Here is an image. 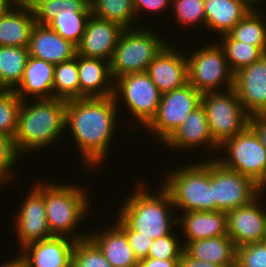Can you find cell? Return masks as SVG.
<instances>
[{
  "label": "cell",
  "instance_id": "cell-1",
  "mask_svg": "<svg viewBox=\"0 0 266 267\" xmlns=\"http://www.w3.org/2000/svg\"><path fill=\"white\" fill-rule=\"evenodd\" d=\"M119 107L113 96L67 101L65 128L72 133L85 168L93 170L105 163Z\"/></svg>",
  "mask_w": 266,
  "mask_h": 267
},
{
  "label": "cell",
  "instance_id": "cell-2",
  "mask_svg": "<svg viewBox=\"0 0 266 267\" xmlns=\"http://www.w3.org/2000/svg\"><path fill=\"white\" fill-rule=\"evenodd\" d=\"M33 102L29 105L22 101L18 114L14 144L20 156L52 146L66 129V100L48 98Z\"/></svg>",
  "mask_w": 266,
  "mask_h": 267
},
{
  "label": "cell",
  "instance_id": "cell-3",
  "mask_svg": "<svg viewBox=\"0 0 266 267\" xmlns=\"http://www.w3.org/2000/svg\"><path fill=\"white\" fill-rule=\"evenodd\" d=\"M145 185L138 181L137 188L125 198L117 216L131 230L154 240L170 234L172 226L177 225V218L173 216L175 207L170 193L163 186L157 193H149Z\"/></svg>",
  "mask_w": 266,
  "mask_h": 267
},
{
  "label": "cell",
  "instance_id": "cell-4",
  "mask_svg": "<svg viewBox=\"0 0 266 267\" xmlns=\"http://www.w3.org/2000/svg\"><path fill=\"white\" fill-rule=\"evenodd\" d=\"M87 191L79 185L44 183L47 223L53 236H67L75 241L88 237L87 233L74 232L91 210Z\"/></svg>",
  "mask_w": 266,
  "mask_h": 267
},
{
  "label": "cell",
  "instance_id": "cell-5",
  "mask_svg": "<svg viewBox=\"0 0 266 267\" xmlns=\"http://www.w3.org/2000/svg\"><path fill=\"white\" fill-rule=\"evenodd\" d=\"M169 172L161 185L170 193L175 209L180 208L182 212L215 211L209 158Z\"/></svg>",
  "mask_w": 266,
  "mask_h": 267
},
{
  "label": "cell",
  "instance_id": "cell-6",
  "mask_svg": "<svg viewBox=\"0 0 266 267\" xmlns=\"http://www.w3.org/2000/svg\"><path fill=\"white\" fill-rule=\"evenodd\" d=\"M160 36L147 26L124 29L110 60L113 80L130 73L146 72L153 59L170 42Z\"/></svg>",
  "mask_w": 266,
  "mask_h": 267
},
{
  "label": "cell",
  "instance_id": "cell-7",
  "mask_svg": "<svg viewBox=\"0 0 266 267\" xmlns=\"http://www.w3.org/2000/svg\"><path fill=\"white\" fill-rule=\"evenodd\" d=\"M210 132L220 146L225 140L241 133L249 125L250 115L245 111L233 88L205 92L201 97Z\"/></svg>",
  "mask_w": 266,
  "mask_h": 267
},
{
  "label": "cell",
  "instance_id": "cell-8",
  "mask_svg": "<svg viewBox=\"0 0 266 267\" xmlns=\"http://www.w3.org/2000/svg\"><path fill=\"white\" fill-rule=\"evenodd\" d=\"M217 42L219 41L196 49L186 57L188 83L202 94L233 88L234 73L229 67L224 50ZM222 85L225 87L223 90L220 87Z\"/></svg>",
  "mask_w": 266,
  "mask_h": 267
},
{
  "label": "cell",
  "instance_id": "cell-9",
  "mask_svg": "<svg viewBox=\"0 0 266 267\" xmlns=\"http://www.w3.org/2000/svg\"><path fill=\"white\" fill-rule=\"evenodd\" d=\"M162 93L146 72L130 73L114 80L113 97L125 103L140 126L146 127L156 116ZM123 98V99H122Z\"/></svg>",
  "mask_w": 266,
  "mask_h": 267
},
{
  "label": "cell",
  "instance_id": "cell-10",
  "mask_svg": "<svg viewBox=\"0 0 266 267\" xmlns=\"http://www.w3.org/2000/svg\"><path fill=\"white\" fill-rule=\"evenodd\" d=\"M219 148L220 151L223 148L228 150L224 151L228 153L226 157L216 158L224 167L252 179L256 184L261 181L266 173V148L249 125L241 133L225 140Z\"/></svg>",
  "mask_w": 266,
  "mask_h": 267
},
{
  "label": "cell",
  "instance_id": "cell-11",
  "mask_svg": "<svg viewBox=\"0 0 266 267\" xmlns=\"http://www.w3.org/2000/svg\"><path fill=\"white\" fill-rule=\"evenodd\" d=\"M202 93L191 84L162 93L156 116L145 127L165 142L183 124L190 112L201 104Z\"/></svg>",
  "mask_w": 266,
  "mask_h": 267
},
{
  "label": "cell",
  "instance_id": "cell-12",
  "mask_svg": "<svg viewBox=\"0 0 266 267\" xmlns=\"http://www.w3.org/2000/svg\"><path fill=\"white\" fill-rule=\"evenodd\" d=\"M210 158V180L215 211L228 212L251 203L259 196L257 184L250 178L224 167Z\"/></svg>",
  "mask_w": 266,
  "mask_h": 267
},
{
  "label": "cell",
  "instance_id": "cell-13",
  "mask_svg": "<svg viewBox=\"0 0 266 267\" xmlns=\"http://www.w3.org/2000/svg\"><path fill=\"white\" fill-rule=\"evenodd\" d=\"M27 197L22 202L19 212L14 221L15 234L19 248H23L32 242L52 238L46 217L44 203V182H36Z\"/></svg>",
  "mask_w": 266,
  "mask_h": 267
},
{
  "label": "cell",
  "instance_id": "cell-14",
  "mask_svg": "<svg viewBox=\"0 0 266 267\" xmlns=\"http://www.w3.org/2000/svg\"><path fill=\"white\" fill-rule=\"evenodd\" d=\"M261 199L258 196L248 205L227 212V235L237 248L265 241L266 206L262 207Z\"/></svg>",
  "mask_w": 266,
  "mask_h": 267
},
{
  "label": "cell",
  "instance_id": "cell-15",
  "mask_svg": "<svg viewBox=\"0 0 266 267\" xmlns=\"http://www.w3.org/2000/svg\"><path fill=\"white\" fill-rule=\"evenodd\" d=\"M233 89L250 116L266 115V54L234 73Z\"/></svg>",
  "mask_w": 266,
  "mask_h": 267
},
{
  "label": "cell",
  "instance_id": "cell-16",
  "mask_svg": "<svg viewBox=\"0 0 266 267\" xmlns=\"http://www.w3.org/2000/svg\"><path fill=\"white\" fill-rule=\"evenodd\" d=\"M123 30L120 25L91 14L87 20L85 32L76 45V54L110 62Z\"/></svg>",
  "mask_w": 266,
  "mask_h": 267
},
{
  "label": "cell",
  "instance_id": "cell-17",
  "mask_svg": "<svg viewBox=\"0 0 266 267\" xmlns=\"http://www.w3.org/2000/svg\"><path fill=\"white\" fill-rule=\"evenodd\" d=\"M170 44L153 59L146 71L161 93L173 91L188 83L187 55Z\"/></svg>",
  "mask_w": 266,
  "mask_h": 267
},
{
  "label": "cell",
  "instance_id": "cell-18",
  "mask_svg": "<svg viewBox=\"0 0 266 267\" xmlns=\"http://www.w3.org/2000/svg\"><path fill=\"white\" fill-rule=\"evenodd\" d=\"M75 240L67 236L32 242L21 250L26 267H71Z\"/></svg>",
  "mask_w": 266,
  "mask_h": 267
},
{
  "label": "cell",
  "instance_id": "cell-19",
  "mask_svg": "<svg viewBox=\"0 0 266 267\" xmlns=\"http://www.w3.org/2000/svg\"><path fill=\"white\" fill-rule=\"evenodd\" d=\"M164 144L171 149L190 150L192 153L194 147H202V145L204 148L210 149L208 150L210 152L211 150H220L219 145L212 138L202 104L190 112L183 124L173 132Z\"/></svg>",
  "mask_w": 266,
  "mask_h": 267
},
{
  "label": "cell",
  "instance_id": "cell-20",
  "mask_svg": "<svg viewBox=\"0 0 266 267\" xmlns=\"http://www.w3.org/2000/svg\"><path fill=\"white\" fill-rule=\"evenodd\" d=\"M28 52L29 56L56 65L73 59L76 46L49 26L36 24L29 39Z\"/></svg>",
  "mask_w": 266,
  "mask_h": 267
},
{
  "label": "cell",
  "instance_id": "cell-21",
  "mask_svg": "<svg viewBox=\"0 0 266 267\" xmlns=\"http://www.w3.org/2000/svg\"><path fill=\"white\" fill-rule=\"evenodd\" d=\"M80 98L113 96L114 80L110 62L77 55Z\"/></svg>",
  "mask_w": 266,
  "mask_h": 267
},
{
  "label": "cell",
  "instance_id": "cell-22",
  "mask_svg": "<svg viewBox=\"0 0 266 267\" xmlns=\"http://www.w3.org/2000/svg\"><path fill=\"white\" fill-rule=\"evenodd\" d=\"M177 218L185 235L184 247L199 239L227 235V212L223 211H189Z\"/></svg>",
  "mask_w": 266,
  "mask_h": 267
},
{
  "label": "cell",
  "instance_id": "cell-23",
  "mask_svg": "<svg viewBox=\"0 0 266 267\" xmlns=\"http://www.w3.org/2000/svg\"><path fill=\"white\" fill-rule=\"evenodd\" d=\"M112 224L106 230L107 227H104L97 233L89 232L88 237L113 267H138L139 260L129 245L126 233L115 222Z\"/></svg>",
  "mask_w": 266,
  "mask_h": 267
},
{
  "label": "cell",
  "instance_id": "cell-24",
  "mask_svg": "<svg viewBox=\"0 0 266 267\" xmlns=\"http://www.w3.org/2000/svg\"><path fill=\"white\" fill-rule=\"evenodd\" d=\"M54 64L29 56L20 84L14 89L22 100L53 98ZM28 94V95H27Z\"/></svg>",
  "mask_w": 266,
  "mask_h": 267
},
{
  "label": "cell",
  "instance_id": "cell-25",
  "mask_svg": "<svg viewBox=\"0 0 266 267\" xmlns=\"http://www.w3.org/2000/svg\"><path fill=\"white\" fill-rule=\"evenodd\" d=\"M251 0H204L205 26L219 33L228 34L254 7Z\"/></svg>",
  "mask_w": 266,
  "mask_h": 267
},
{
  "label": "cell",
  "instance_id": "cell-26",
  "mask_svg": "<svg viewBox=\"0 0 266 267\" xmlns=\"http://www.w3.org/2000/svg\"><path fill=\"white\" fill-rule=\"evenodd\" d=\"M35 25L31 7L14 5L0 16V46L28 48Z\"/></svg>",
  "mask_w": 266,
  "mask_h": 267
},
{
  "label": "cell",
  "instance_id": "cell-27",
  "mask_svg": "<svg viewBox=\"0 0 266 267\" xmlns=\"http://www.w3.org/2000/svg\"><path fill=\"white\" fill-rule=\"evenodd\" d=\"M236 249L228 235L190 241L184 248L192 258L221 267H236Z\"/></svg>",
  "mask_w": 266,
  "mask_h": 267
},
{
  "label": "cell",
  "instance_id": "cell-28",
  "mask_svg": "<svg viewBox=\"0 0 266 267\" xmlns=\"http://www.w3.org/2000/svg\"><path fill=\"white\" fill-rule=\"evenodd\" d=\"M28 58L26 47L0 46V90H14L20 84Z\"/></svg>",
  "mask_w": 266,
  "mask_h": 267
},
{
  "label": "cell",
  "instance_id": "cell-29",
  "mask_svg": "<svg viewBox=\"0 0 266 267\" xmlns=\"http://www.w3.org/2000/svg\"><path fill=\"white\" fill-rule=\"evenodd\" d=\"M90 7L92 15L99 19L114 22L123 29L133 28L136 19L133 0H90Z\"/></svg>",
  "mask_w": 266,
  "mask_h": 267
},
{
  "label": "cell",
  "instance_id": "cell-30",
  "mask_svg": "<svg viewBox=\"0 0 266 267\" xmlns=\"http://www.w3.org/2000/svg\"><path fill=\"white\" fill-rule=\"evenodd\" d=\"M219 45L225 53L229 67L233 73L251 65L266 54V47L252 46L235 40L229 33L222 35Z\"/></svg>",
  "mask_w": 266,
  "mask_h": 267
},
{
  "label": "cell",
  "instance_id": "cell-31",
  "mask_svg": "<svg viewBox=\"0 0 266 267\" xmlns=\"http://www.w3.org/2000/svg\"><path fill=\"white\" fill-rule=\"evenodd\" d=\"M254 6L229 32L237 41L252 46L266 47V20ZM261 13H260V12ZM265 22V23H264Z\"/></svg>",
  "mask_w": 266,
  "mask_h": 267
},
{
  "label": "cell",
  "instance_id": "cell-32",
  "mask_svg": "<svg viewBox=\"0 0 266 267\" xmlns=\"http://www.w3.org/2000/svg\"><path fill=\"white\" fill-rule=\"evenodd\" d=\"M53 98L66 101L80 98L77 54L73 59L54 66Z\"/></svg>",
  "mask_w": 266,
  "mask_h": 267
},
{
  "label": "cell",
  "instance_id": "cell-33",
  "mask_svg": "<svg viewBox=\"0 0 266 267\" xmlns=\"http://www.w3.org/2000/svg\"><path fill=\"white\" fill-rule=\"evenodd\" d=\"M91 14V11L65 9L59 12L48 26L76 46L85 32L86 23Z\"/></svg>",
  "mask_w": 266,
  "mask_h": 267
},
{
  "label": "cell",
  "instance_id": "cell-34",
  "mask_svg": "<svg viewBox=\"0 0 266 267\" xmlns=\"http://www.w3.org/2000/svg\"><path fill=\"white\" fill-rule=\"evenodd\" d=\"M36 24L48 26L63 10L91 11L90 0H39L33 5Z\"/></svg>",
  "mask_w": 266,
  "mask_h": 267
},
{
  "label": "cell",
  "instance_id": "cell-35",
  "mask_svg": "<svg viewBox=\"0 0 266 267\" xmlns=\"http://www.w3.org/2000/svg\"><path fill=\"white\" fill-rule=\"evenodd\" d=\"M22 100L14 90H0V132L15 137Z\"/></svg>",
  "mask_w": 266,
  "mask_h": 267
},
{
  "label": "cell",
  "instance_id": "cell-36",
  "mask_svg": "<svg viewBox=\"0 0 266 267\" xmlns=\"http://www.w3.org/2000/svg\"><path fill=\"white\" fill-rule=\"evenodd\" d=\"M71 267H113L89 238L75 241Z\"/></svg>",
  "mask_w": 266,
  "mask_h": 267
},
{
  "label": "cell",
  "instance_id": "cell-37",
  "mask_svg": "<svg viewBox=\"0 0 266 267\" xmlns=\"http://www.w3.org/2000/svg\"><path fill=\"white\" fill-rule=\"evenodd\" d=\"M171 6L170 9H174L172 12H175L177 18L175 20L183 26H205L204 0H172Z\"/></svg>",
  "mask_w": 266,
  "mask_h": 267
},
{
  "label": "cell",
  "instance_id": "cell-38",
  "mask_svg": "<svg viewBox=\"0 0 266 267\" xmlns=\"http://www.w3.org/2000/svg\"><path fill=\"white\" fill-rule=\"evenodd\" d=\"M18 157L21 158L16 150L14 138L0 132V187L2 184L15 179V175L13 176L15 169L12 167L16 166L15 164H17L18 159H20Z\"/></svg>",
  "mask_w": 266,
  "mask_h": 267
},
{
  "label": "cell",
  "instance_id": "cell-39",
  "mask_svg": "<svg viewBox=\"0 0 266 267\" xmlns=\"http://www.w3.org/2000/svg\"><path fill=\"white\" fill-rule=\"evenodd\" d=\"M173 232L174 230L166 236L154 239L147 257L161 260L181 259L185 247L183 243H179L181 240L175 235L176 232Z\"/></svg>",
  "mask_w": 266,
  "mask_h": 267
},
{
  "label": "cell",
  "instance_id": "cell-40",
  "mask_svg": "<svg viewBox=\"0 0 266 267\" xmlns=\"http://www.w3.org/2000/svg\"><path fill=\"white\" fill-rule=\"evenodd\" d=\"M236 267H266V242L238 247L236 249Z\"/></svg>",
  "mask_w": 266,
  "mask_h": 267
},
{
  "label": "cell",
  "instance_id": "cell-41",
  "mask_svg": "<svg viewBox=\"0 0 266 267\" xmlns=\"http://www.w3.org/2000/svg\"><path fill=\"white\" fill-rule=\"evenodd\" d=\"M117 218L116 224L126 233L129 245L134 250L137 259L140 261L147 258L153 239L139 235V232L131 230L119 217Z\"/></svg>",
  "mask_w": 266,
  "mask_h": 267
},
{
  "label": "cell",
  "instance_id": "cell-42",
  "mask_svg": "<svg viewBox=\"0 0 266 267\" xmlns=\"http://www.w3.org/2000/svg\"><path fill=\"white\" fill-rule=\"evenodd\" d=\"M171 2L172 0H133L136 18L139 17L140 13L146 11H150L149 13L160 12L162 14L161 12L167 10V7H171Z\"/></svg>",
  "mask_w": 266,
  "mask_h": 267
},
{
  "label": "cell",
  "instance_id": "cell-43",
  "mask_svg": "<svg viewBox=\"0 0 266 267\" xmlns=\"http://www.w3.org/2000/svg\"><path fill=\"white\" fill-rule=\"evenodd\" d=\"M249 126L255 131L260 142L266 148V115H251Z\"/></svg>",
  "mask_w": 266,
  "mask_h": 267
},
{
  "label": "cell",
  "instance_id": "cell-44",
  "mask_svg": "<svg viewBox=\"0 0 266 267\" xmlns=\"http://www.w3.org/2000/svg\"><path fill=\"white\" fill-rule=\"evenodd\" d=\"M181 259H154V258H144L139 261L138 267H180Z\"/></svg>",
  "mask_w": 266,
  "mask_h": 267
},
{
  "label": "cell",
  "instance_id": "cell-45",
  "mask_svg": "<svg viewBox=\"0 0 266 267\" xmlns=\"http://www.w3.org/2000/svg\"><path fill=\"white\" fill-rule=\"evenodd\" d=\"M181 267H221L217 264L192 258L185 250L181 257Z\"/></svg>",
  "mask_w": 266,
  "mask_h": 267
},
{
  "label": "cell",
  "instance_id": "cell-46",
  "mask_svg": "<svg viewBox=\"0 0 266 267\" xmlns=\"http://www.w3.org/2000/svg\"><path fill=\"white\" fill-rule=\"evenodd\" d=\"M18 256L15 259L13 257L12 260L6 261L4 264L0 263V267H26L25 261L21 254Z\"/></svg>",
  "mask_w": 266,
  "mask_h": 267
},
{
  "label": "cell",
  "instance_id": "cell-47",
  "mask_svg": "<svg viewBox=\"0 0 266 267\" xmlns=\"http://www.w3.org/2000/svg\"><path fill=\"white\" fill-rule=\"evenodd\" d=\"M14 6L13 0H0V16Z\"/></svg>",
  "mask_w": 266,
  "mask_h": 267
},
{
  "label": "cell",
  "instance_id": "cell-48",
  "mask_svg": "<svg viewBox=\"0 0 266 267\" xmlns=\"http://www.w3.org/2000/svg\"><path fill=\"white\" fill-rule=\"evenodd\" d=\"M39 0H13L14 5L23 6V7H32Z\"/></svg>",
  "mask_w": 266,
  "mask_h": 267
},
{
  "label": "cell",
  "instance_id": "cell-49",
  "mask_svg": "<svg viewBox=\"0 0 266 267\" xmlns=\"http://www.w3.org/2000/svg\"><path fill=\"white\" fill-rule=\"evenodd\" d=\"M257 189H258V193L259 196L262 197V193L264 191H266V173L264 174L263 178L261 179V181L257 184ZM265 189V190H264Z\"/></svg>",
  "mask_w": 266,
  "mask_h": 267
},
{
  "label": "cell",
  "instance_id": "cell-50",
  "mask_svg": "<svg viewBox=\"0 0 266 267\" xmlns=\"http://www.w3.org/2000/svg\"><path fill=\"white\" fill-rule=\"evenodd\" d=\"M251 1L254 3V5H256V4L258 5V3H260L262 0H251Z\"/></svg>",
  "mask_w": 266,
  "mask_h": 267
}]
</instances>
